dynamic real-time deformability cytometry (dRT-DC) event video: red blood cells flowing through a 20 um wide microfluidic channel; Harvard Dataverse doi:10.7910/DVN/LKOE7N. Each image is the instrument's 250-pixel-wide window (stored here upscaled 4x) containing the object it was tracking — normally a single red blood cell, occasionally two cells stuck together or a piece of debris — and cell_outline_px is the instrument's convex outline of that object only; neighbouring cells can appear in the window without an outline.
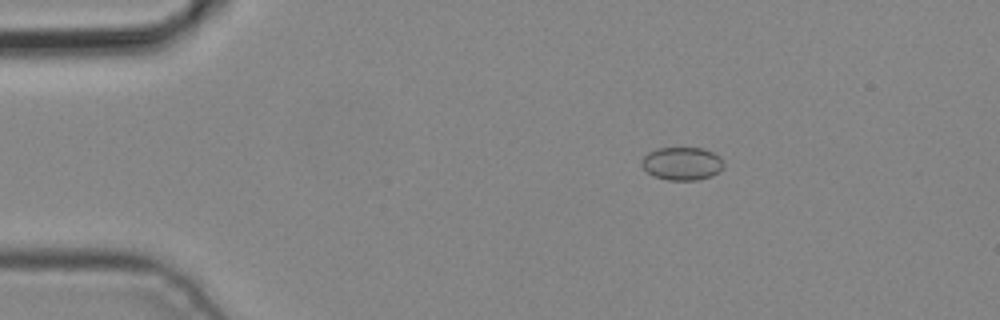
{"species": "common noctule bat (a hibernating species)", "species_latin": "Nyctalus noctula", "temperature_condition": "cold", "stored_images_in_passage": 5, "camera_frame_rate_fps": 3000, "um_per_image_px": 0.085, "animal": {"sex": "male", "body_mass_g": 19.2, "forearm_length_mm": 51.8}, "frame": {"image": 1, "passage_image": 3, "time_ms": 0.667, "image_size_px": [1000, 320], "cell_outline_px": [[724, 164], [720, 172], [712, 176], [696, 180], [668, 180], [652, 176], [640, 164], [640, 160], [648, 152], [656, 148], [704, 148], [720, 156]], "centroid_in_image_um": [57.96, 13.9], "position_along_channel_um": 27.0, "area_um2": 16.01}}
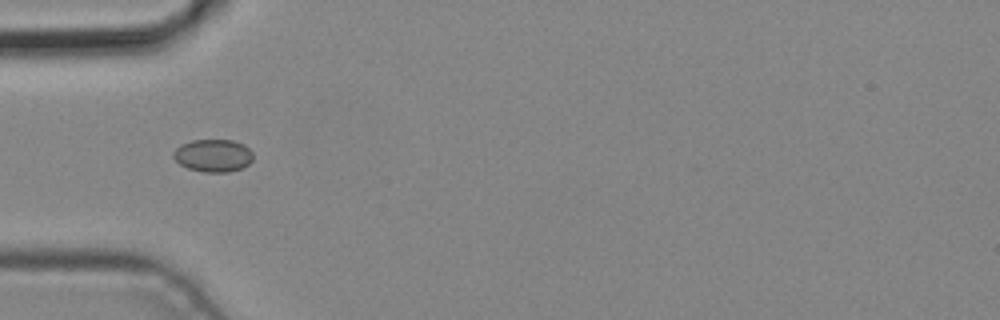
{"frame": {"image": 2, "passage_image": 5, "time_ms": 1.333, "image_size_px": [1000, 320], "cell_outline_px": [[252, 160], [244, 168], [228, 172], [204, 172], [188, 168], [180, 164], [172, 156], [172, 152], [180, 144], [192, 140], [232, 140], [244, 144], [252, 152]], "centroid_in_image_um": [18.11, 13.22], "position_along_channel_um": 66.9, "area_um2": 15.26}}